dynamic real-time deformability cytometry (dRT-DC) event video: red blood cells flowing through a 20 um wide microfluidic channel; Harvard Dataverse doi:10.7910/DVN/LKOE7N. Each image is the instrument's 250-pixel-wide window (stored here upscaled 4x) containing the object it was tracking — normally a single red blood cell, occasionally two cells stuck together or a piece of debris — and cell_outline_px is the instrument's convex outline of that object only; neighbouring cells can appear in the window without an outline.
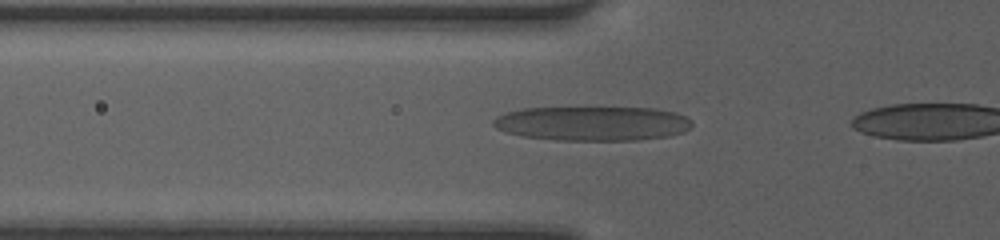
{"species": "human", "species_latin": "Homo sapiens", "temperature_condition": "room temperature", "stored_images_in_passage": 5, "camera_frame_rate_fps": 3000, "um_per_image_px": 0.085, "donor": {"sex": "female"}, "frame": {"image": 1, "passage_image": 4, "time_ms": 1.0, "image_size_px": [1000, 240], "cell_outline_px": [[692, 128], [684, 132], [668, 136], [636, 140], [556, 140], [520, 136], [504, 132], [496, 128], [492, 124], [492, 120], [496, 116], [504, 112], [524, 108], [652, 108], [676, 112], [692, 120]], "centroid_in_image_um": [50.33, 10.5], "position_along_channel_um": 75.5, "area_um2": 40.11}}